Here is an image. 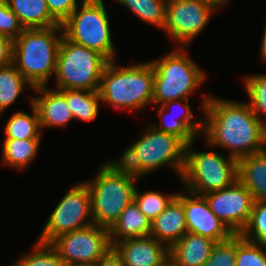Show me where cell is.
I'll return each instance as SVG.
<instances>
[{"label":"cell","instance_id":"cell-1","mask_svg":"<svg viewBox=\"0 0 266 266\" xmlns=\"http://www.w3.org/2000/svg\"><path fill=\"white\" fill-rule=\"evenodd\" d=\"M202 95L203 135L207 144L228 149V155L236 160L266 149V126L249 102Z\"/></svg>","mask_w":266,"mask_h":266},{"label":"cell","instance_id":"cell-2","mask_svg":"<svg viewBox=\"0 0 266 266\" xmlns=\"http://www.w3.org/2000/svg\"><path fill=\"white\" fill-rule=\"evenodd\" d=\"M62 36V26L27 28L13 41V64L33 88L55 75Z\"/></svg>","mask_w":266,"mask_h":266},{"label":"cell","instance_id":"cell-3","mask_svg":"<svg viewBox=\"0 0 266 266\" xmlns=\"http://www.w3.org/2000/svg\"><path fill=\"white\" fill-rule=\"evenodd\" d=\"M119 162L106 161L95 179L85 181L91 195L93 223L110 229L121 212L134 200L136 180Z\"/></svg>","mask_w":266,"mask_h":266},{"label":"cell","instance_id":"cell-4","mask_svg":"<svg viewBox=\"0 0 266 266\" xmlns=\"http://www.w3.org/2000/svg\"><path fill=\"white\" fill-rule=\"evenodd\" d=\"M109 61L102 73L99 95L101 102L118 109L139 110L152 104L154 68L151 62L121 68Z\"/></svg>","mask_w":266,"mask_h":266},{"label":"cell","instance_id":"cell-5","mask_svg":"<svg viewBox=\"0 0 266 266\" xmlns=\"http://www.w3.org/2000/svg\"><path fill=\"white\" fill-rule=\"evenodd\" d=\"M151 125L123 152L118 162L138 178L164 166L170 167L181 177L186 145L178 137Z\"/></svg>","mask_w":266,"mask_h":266},{"label":"cell","instance_id":"cell-6","mask_svg":"<svg viewBox=\"0 0 266 266\" xmlns=\"http://www.w3.org/2000/svg\"><path fill=\"white\" fill-rule=\"evenodd\" d=\"M183 48L177 46L165 57L150 61L154 68L152 104L189 99L188 96L205 81L206 73L183 52Z\"/></svg>","mask_w":266,"mask_h":266},{"label":"cell","instance_id":"cell-7","mask_svg":"<svg viewBox=\"0 0 266 266\" xmlns=\"http://www.w3.org/2000/svg\"><path fill=\"white\" fill-rule=\"evenodd\" d=\"M108 62L99 52L76 44L63 35L57 55L56 89L98 91Z\"/></svg>","mask_w":266,"mask_h":266},{"label":"cell","instance_id":"cell-8","mask_svg":"<svg viewBox=\"0 0 266 266\" xmlns=\"http://www.w3.org/2000/svg\"><path fill=\"white\" fill-rule=\"evenodd\" d=\"M186 144L184 168L181 179L186 190L204 195L212 191L221 190L232 185L237 178L238 160L216 152H197Z\"/></svg>","mask_w":266,"mask_h":266},{"label":"cell","instance_id":"cell-9","mask_svg":"<svg viewBox=\"0 0 266 266\" xmlns=\"http://www.w3.org/2000/svg\"><path fill=\"white\" fill-rule=\"evenodd\" d=\"M61 24L63 35L70 41L95 50L108 61L116 59L108 14L103 0H82Z\"/></svg>","mask_w":266,"mask_h":266},{"label":"cell","instance_id":"cell-10","mask_svg":"<svg viewBox=\"0 0 266 266\" xmlns=\"http://www.w3.org/2000/svg\"><path fill=\"white\" fill-rule=\"evenodd\" d=\"M91 224H94L91 195L84 181L71 186L65 193L49 216L37 240L51 244L59 236Z\"/></svg>","mask_w":266,"mask_h":266},{"label":"cell","instance_id":"cell-11","mask_svg":"<svg viewBox=\"0 0 266 266\" xmlns=\"http://www.w3.org/2000/svg\"><path fill=\"white\" fill-rule=\"evenodd\" d=\"M51 245L64 264L71 266H94L112 248L108 229L96 224L63 234Z\"/></svg>","mask_w":266,"mask_h":266},{"label":"cell","instance_id":"cell-12","mask_svg":"<svg viewBox=\"0 0 266 266\" xmlns=\"http://www.w3.org/2000/svg\"><path fill=\"white\" fill-rule=\"evenodd\" d=\"M218 7L205 0H167L163 30L178 47H186L207 26Z\"/></svg>","mask_w":266,"mask_h":266},{"label":"cell","instance_id":"cell-13","mask_svg":"<svg viewBox=\"0 0 266 266\" xmlns=\"http://www.w3.org/2000/svg\"><path fill=\"white\" fill-rule=\"evenodd\" d=\"M203 196L210 210L233 234L242 233L250 220L254 199L238 180L227 188Z\"/></svg>","mask_w":266,"mask_h":266},{"label":"cell","instance_id":"cell-14","mask_svg":"<svg viewBox=\"0 0 266 266\" xmlns=\"http://www.w3.org/2000/svg\"><path fill=\"white\" fill-rule=\"evenodd\" d=\"M176 197L183 203L188 232L201 235L215 242L227 240L233 235L228 227L210 210L203 195L187 190L186 193H177Z\"/></svg>","mask_w":266,"mask_h":266},{"label":"cell","instance_id":"cell-15","mask_svg":"<svg viewBox=\"0 0 266 266\" xmlns=\"http://www.w3.org/2000/svg\"><path fill=\"white\" fill-rule=\"evenodd\" d=\"M112 247L125 266H162L169 260V248L151 235L124 239Z\"/></svg>","mask_w":266,"mask_h":266},{"label":"cell","instance_id":"cell-16","mask_svg":"<svg viewBox=\"0 0 266 266\" xmlns=\"http://www.w3.org/2000/svg\"><path fill=\"white\" fill-rule=\"evenodd\" d=\"M32 90L41 94L30 101L38 112L40 128L64 127L74 118L65 96L58 89L49 90L46 86H39Z\"/></svg>","mask_w":266,"mask_h":266},{"label":"cell","instance_id":"cell-17","mask_svg":"<svg viewBox=\"0 0 266 266\" xmlns=\"http://www.w3.org/2000/svg\"><path fill=\"white\" fill-rule=\"evenodd\" d=\"M187 232L183 203L177 197L151 222L150 235L168 248Z\"/></svg>","mask_w":266,"mask_h":266},{"label":"cell","instance_id":"cell-18","mask_svg":"<svg viewBox=\"0 0 266 266\" xmlns=\"http://www.w3.org/2000/svg\"><path fill=\"white\" fill-rule=\"evenodd\" d=\"M215 241L187 232L169 248L174 266H202L210 257Z\"/></svg>","mask_w":266,"mask_h":266},{"label":"cell","instance_id":"cell-19","mask_svg":"<svg viewBox=\"0 0 266 266\" xmlns=\"http://www.w3.org/2000/svg\"><path fill=\"white\" fill-rule=\"evenodd\" d=\"M237 178L254 201H266V149L239 159Z\"/></svg>","mask_w":266,"mask_h":266},{"label":"cell","instance_id":"cell-20","mask_svg":"<svg viewBox=\"0 0 266 266\" xmlns=\"http://www.w3.org/2000/svg\"><path fill=\"white\" fill-rule=\"evenodd\" d=\"M151 222L133 200L108 230L111 246L124 239L149 236Z\"/></svg>","mask_w":266,"mask_h":266},{"label":"cell","instance_id":"cell-21","mask_svg":"<svg viewBox=\"0 0 266 266\" xmlns=\"http://www.w3.org/2000/svg\"><path fill=\"white\" fill-rule=\"evenodd\" d=\"M6 2L25 29L61 26L51 16L45 0H6Z\"/></svg>","mask_w":266,"mask_h":266},{"label":"cell","instance_id":"cell-22","mask_svg":"<svg viewBox=\"0 0 266 266\" xmlns=\"http://www.w3.org/2000/svg\"><path fill=\"white\" fill-rule=\"evenodd\" d=\"M66 98L74 119L90 122L98 115L99 102H101L98 91H87L79 89H58Z\"/></svg>","mask_w":266,"mask_h":266},{"label":"cell","instance_id":"cell-23","mask_svg":"<svg viewBox=\"0 0 266 266\" xmlns=\"http://www.w3.org/2000/svg\"><path fill=\"white\" fill-rule=\"evenodd\" d=\"M41 139H4L2 164L23 169L37 156Z\"/></svg>","mask_w":266,"mask_h":266},{"label":"cell","instance_id":"cell-24","mask_svg":"<svg viewBox=\"0 0 266 266\" xmlns=\"http://www.w3.org/2000/svg\"><path fill=\"white\" fill-rule=\"evenodd\" d=\"M25 84L33 89L13 63L0 67V116L16 102L25 89Z\"/></svg>","mask_w":266,"mask_h":266},{"label":"cell","instance_id":"cell-25","mask_svg":"<svg viewBox=\"0 0 266 266\" xmlns=\"http://www.w3.org/2000/svg\"><path fill=\"white\" fill-rule=\"evenodd\" d=\"M32 105V115L23 111L15 112L8 120L4 139H41L39 116L35 106Z\"/></svg>","mask_w":266,"mask_h":266},{"label":"cell","instance_id":"cell-26","mask_svg":"<svg viewBox=\"0 0 266 266\" xmlns=\"http://www.w3.org/2000/svg\"><path fill=\"white\" fill-rule=\"evenodd\" d=\"M135 16L163 30L166 23L167 0H116Z\"/></svg>","mask_w":266,"mask_h":266},{"label":"cell","instance_id":"cell-27","mask_svg":"<svg viewBox=\"0 0 266 266\" xmlns=\"http://www.w3.org/2000/svg\"><path fill=\"white\" fill-rule=\"evenodd\" d=\"M243 82L254 114L266 126V74L247 75Z\"/></svg>","mask_w":266,"mask_h":266},{"label":"cell","instance_id":"cell-28","mask_svg":"<svg viewBox=\"0 0 266 266\" xmlns=\"http://www.w3.org/2000/svg\"><path fill=\"white\" fill-rule=\"evenodd\" d=\"M177 196V193L171 195H163L157 191H147L139 193L137 187L134 192V201L144 215L151 221H153L160 213H162L166 207Z\"/></svg>","mask_w":266,"mask_h":266},{"label":"cell","instance_id":"cell-29","mask_svg":"<svg viewBox=\"0 0 266 266\" xmlns=\"http://www.w3.org/2000/svg\"><path fill=\"white\" fill-rule=\"evenodd\" d=\"M34 251L24 254L14 266H65L57 250L51 245L36 241Z\"/></svg>","mask_w":266,"mask_h":266},{"label":"cell","instance_id":"cell-30","mask_svg":"<svg viewBox=\"0 0 266 266\" xmlns=\"http://www.w3.org/2000/svg\"><path fill=\"white\" fill-rule=\"evenodd\" d=\"M241 235L248 241L266 246V201H254L250 220Z\"/></svg>","mask_w":266,"mask_h":266},{"label":"cell","instance_id":"cell-31","mask_svg":"<svg viewBox=\"0 0 266 266\" xmlns=\"http://www.w3.org/2000/svg\"><path fill=\"white\" fill-rule=\"evenodd\" d=\"M266 246L253 243L237 234L236 266H266Z\"/></svg>","mask_w":266,"mask_h":266},{"label":"cell","instance_id":"cell-32","mask_svg":"<svg viewBox=\"0 0 266 266\" xmlns=\"http://www.w3.org/2000/svg\"><path fill=\"white\" fill-rule=\"evenodd\" d=\"M237 234L216 242L209 259L202 266H236Z\"/></svg>","mask_w":266,"mask_h":266},{"label":"cell","instance_id":"cell-33","mask_svg":"<svg viewBox=\"0 0 266 266\" xmlns=\"http://www.w3.org/2000/svg\"><path fill=\"white\" fill-rule=\"evenodd\" d=\"M155 107L158 109L157 113L161 120L159 125L153 124L156 129L178 137L185 145L195 141L196 136L181 121H178V118L170 117L168 120L166 109L162 105L154 106V109Z\"/></svg>","mask_w":266,"mask_h":266},{"label":"cell","instance_id":"cell-34","mask_svg":"<svg viewBox=\"0 0 266 266\" xmlns=\"http://www.w3.org/2000/svg\"><path fill=\"white\" fill-rule=\"evenodd\" d=\"M184 99L180 100H173V101H168L164 103L162 106L166 109V117L172 114V118H178V121H181L196 137L198 133H203V119L201 120H195L193 119V112L191 110V106L188 103L189 99H185V103H183ZM176 107V108H175ZM178 110L179 108L182 113L180 115L176 116V114L173 113V109ZM178 108V109H177ZM172 111H168V110ZM172 112L171 114H167L168 112ZM178 114V113H177ZM168 115V116H167Z\"/></svg>","mask_w":266,"mask_h":266},{"label":"cell","instance_id":"cell-35","mask_svg":"<svg viewBox=\"0 0 266 266\" xmlns=\"http://www.w3.org/2000/svg\"><path fill=\"white\" fill-rule=\"evenodd\" d=\"M25 28L6 0H0V35L15 40Z\"/></svg>","mask_w":266,"mask_h":266},{"label":"cell","instance_id":"cell-36","mask_svg":"<svg viewBox=\"0 0 266 266\" xmlns=\"http://www.w3.org/2000/svg\"><path fill=\"white\" fill-rule=\"evenodd\" d=\"M51 16L61 25L78 7L77 0H45Z\"/></svg>","mask_w":266,"mask_h":266},{"label":"cell","instance_id":"cell-37","mask_svg":"<svg viewBox=\"0 0 266 266\" xmlns=\"http://www.w3.org/2000/svg\"><path fill=\"white\" fill-rule=\"evenodd\" d=\"M13 63V40L0 35V67Z\"/></svg>","mask_w":266,"mask_h":266},{"label":"cell","instance_id":"cell-38","mask_svg":"<svg viewBox=\"0 0 266 266\" xmlns=\"http://www.w3.org/2000/svg\"><path fill=\"white\" fill-rule=\"evenodd\" d=\"M94 266H125L121 256L112 247L109 249L101 259L94 264Z\"/></svg>","mask_w":266,"mask_h":266},{"label":"cell","instance_id":"cell-39","mask_svg":"<svg viewBox=\"0 0 266 266\" xmlns=\"http://www.w3.org/2000/svg\"><path fill=\"white\" fill-rule=\"evenodd\" d=\"M264 32L262 35V41H261V46H260V54H261V60L266 62V25L264 26Z\"/></svg>","mask_w":266,"mask_h":266},{"label":"cell","instance_id":"cell-40","mask_svg":"<svg viewBox=\"0 0 266 266\" xmlns=\"http://www.w3.org/2000/svg\"><path fill=\"white\" fill-rule=\"evenodd\" d=\"M205 1H208V2L216 5L218 8H220L223 5H225V3H227L229 0H205Z\"/></svg>","mask_w":266,"mask_h":266},{"label":"cell","instance_id":"cell-41","mask_svg":"<svg viewBox=\"0 0 266 266\" xmlns=\"http://www.w3.org/2000/svg\"><path fill=\"white\" fill-rule=\"evenodd\" d=\"M162 266H174V264L170 260H168Z\"/></svg>","mask_w":266,"mask_h":266}]
</instances>
